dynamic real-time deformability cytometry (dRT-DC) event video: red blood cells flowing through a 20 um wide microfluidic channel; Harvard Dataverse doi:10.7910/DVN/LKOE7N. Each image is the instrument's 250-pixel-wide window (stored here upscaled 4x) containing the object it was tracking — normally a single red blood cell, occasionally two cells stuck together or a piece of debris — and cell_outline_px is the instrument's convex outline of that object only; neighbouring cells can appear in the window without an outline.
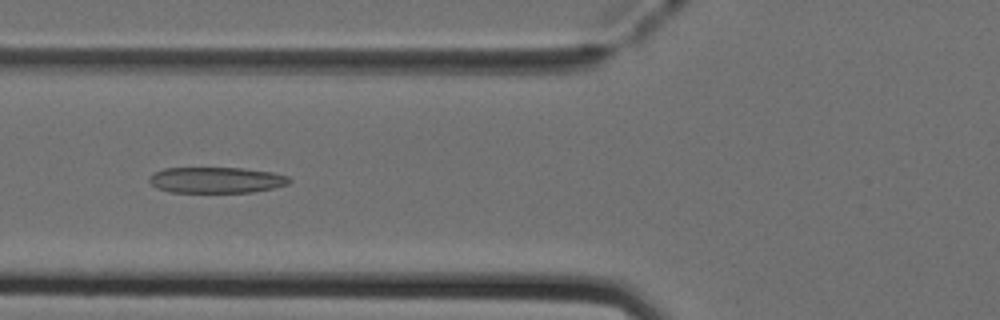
{"species": "Egyptian fruit bat (a non-hibernating species)", "species_latin": "Rousettus aegyptiacus", "temperature_condition": "cold", "stored_images_in_passage": 42, "camera_frame_rate_fps": 3000, "um_per_image_px": 0.085, "animal": {"sex": "female"}, "frame": {"image": 1, "passage_image": 11, "time_ms": 3.333, "image_size_px": [1000, 320], "cell_outline_px": [[292, 180], [288, 184], [272, 188], [252, 192], [172, 192], [156, 188], [148, 180], [148, 176], [152, 172], [164, 168], [240, 168], [272, 172], [288, 176]], "centroid_in_image_um": [18.34, 15.3], "position_along_channel_um": 107.5, "area_um2": 21.21}}
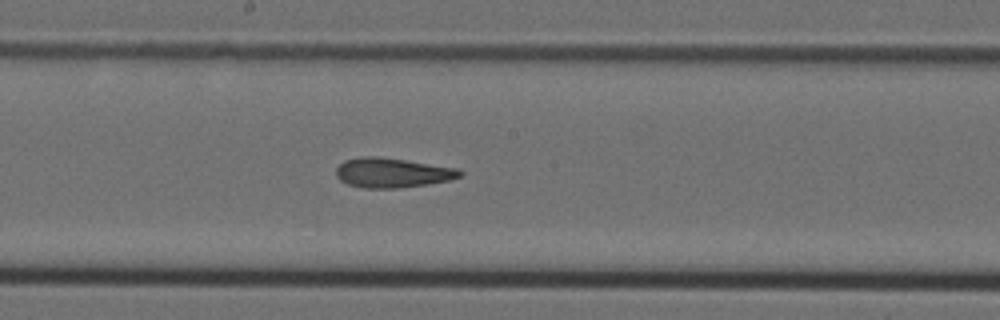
{"frame": {"image": 2, "passage_image": 19, "time_ms": 6.0, "image_size_px": [1000, 320], "cell_outline_px": [[464, 172], [460, 176], [448, 180], [428, 184], [400, 188], [364, 188], [348, 184], [340, 180], [336, 176], [336, 168], [344, 160], [360, 156], [376, 156], [404, 160], [456, 168]], "centroid_in_image_um": [33.3, 14.68], "position_along_channel_um": 214.9, "area_um2": 21.27}}
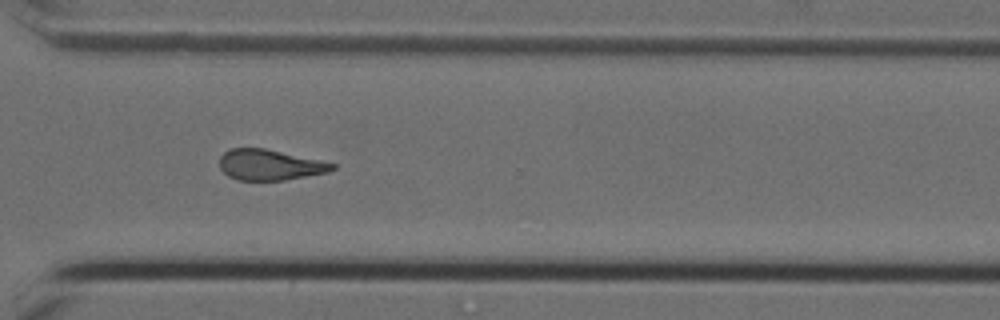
{"frame": {"image": 3, "passage_image": 29, "time_ms": 9.333, "image_size_px": [1000, 320], "cell_outline_px": [[336, 168], [328, 172], [284, 180], [236, 180], [228, 176], [220, 168], [220, 156], [228, 148], [264, 148], [336, 164]], "centroid_in_image_um": [22.89, 14.01], "position_along_channel_um": 347.7, "area_um2": 20.0}, "authors_computed_cell_mechanics": {"area_um2": 21.2704, "velocity_mm_per_s": 4.0117, "shape_relaxation_time_tau1_ms": null, "shape_relaxation_time_tau2_ms": 3.2242, "deformation_change_tau1": null, "deformation_change_tau2": 0.1324}}